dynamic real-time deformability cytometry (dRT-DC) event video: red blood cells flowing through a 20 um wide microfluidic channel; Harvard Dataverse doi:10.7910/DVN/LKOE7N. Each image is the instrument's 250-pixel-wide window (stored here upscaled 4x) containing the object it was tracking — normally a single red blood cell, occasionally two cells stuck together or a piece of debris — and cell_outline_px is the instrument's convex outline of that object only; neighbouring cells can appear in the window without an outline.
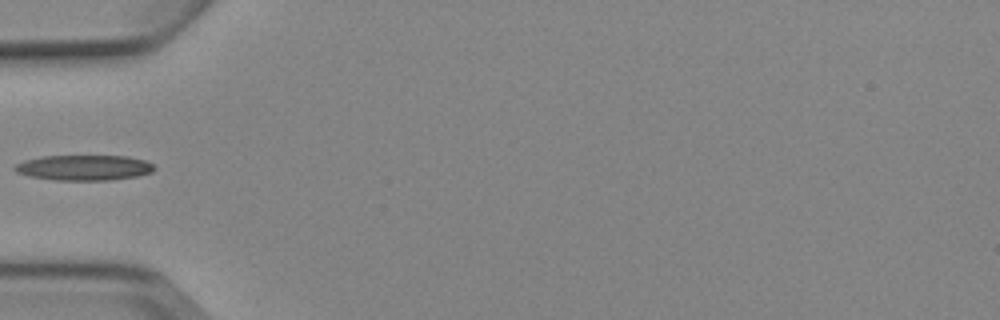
{"species": "Egyptian fruit bat (a non-hibernating species)", "species_latin": "Rousettus aegyptiacus", "temperature_condition": "cold", "stored_images_in_passage": 2, "camera_frame_rate_fps": 3000, "um_per_image_px": 0.085, "animal": {"sex": "female"}, "frame": {"image": 1, "passage_image": 1, "time_ms": 0.0, "image_size_px": [1000, 320], "cell_outline_px": [[156, 168], [152, 172], [136, 176], [112, 180], [52, 180], [28, 176], [16, 172], [12, 168], [16, 164], [24, 160], [40, 156], [128, 156], [144, 160], [152, 164]], "centroid_in_image_um": [7.11, 14.25], "position_along_channel_um": 77.9, "area_um2": 20.75}}
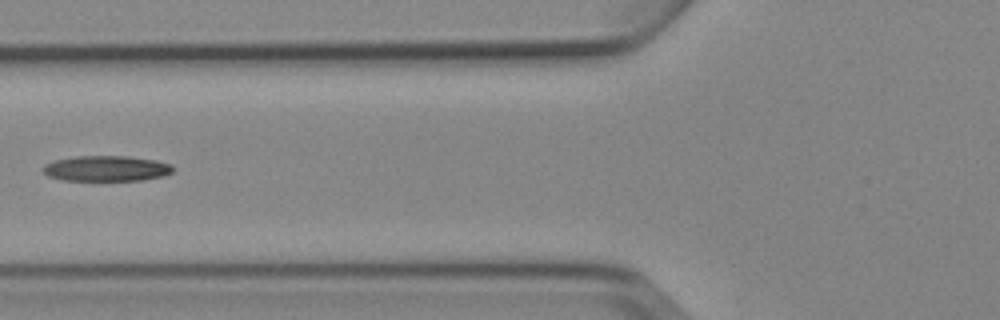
{"frame": {"image": 2, "passage_image": 2, "time_ms": 1.0, "image_size_px": [1000, 320], "cell_outline_px": [[176, 168], [172, 172], [164, 176], [140, 180], [64, 180], [48, 176], [40, 172], [40, 168], [44, 164], [56, 160], [76, 156], [128, 156], [156, 160], [172, 164]], "centroid_in_image_um": [9.04, 14.31], "position_along_channel_um": 116.8, "area_um2": 19.54}}